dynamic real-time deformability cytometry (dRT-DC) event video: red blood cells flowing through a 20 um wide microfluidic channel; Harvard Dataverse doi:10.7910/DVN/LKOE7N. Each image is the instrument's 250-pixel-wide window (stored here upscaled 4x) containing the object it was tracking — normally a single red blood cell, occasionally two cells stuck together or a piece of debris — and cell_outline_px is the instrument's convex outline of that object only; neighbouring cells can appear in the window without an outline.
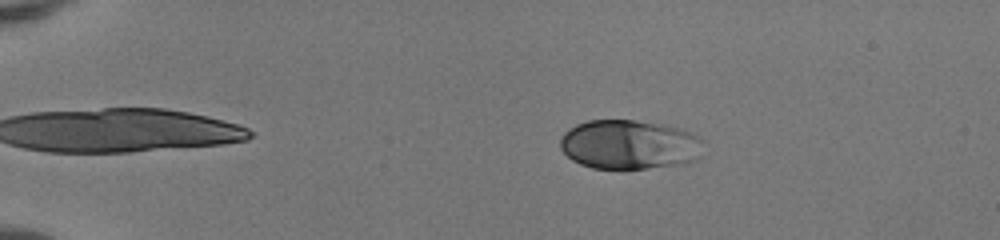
{"species": "human", "species_latin": "Homo sapiens", "temperature_condition": "room temperature", "stored_images_in_passage": 44, "camera_frame_rate_fps": 3000, "um_per_image_px": 0.085, "donor": {"sex": "female"}, "frame": {"image": 1, "passage_image": 4, "time_ms": 1.0, "image_size_px": [1000, 240], "cell_outline_px": [[704, 140], [700, 156], [696, 160], [688, 164], [648, 168], [592, 168], [580, 164], [572, 160], [560, 148], [560, 136], [568, 128], [576, 124], [588, 120], [632, 120], [664, 124], [680, 128], [692, 132]], "centroid_in_image_um": [53.52, 12.28], "position_along_channel_um": 31.5, "area_um2": 41.79}}
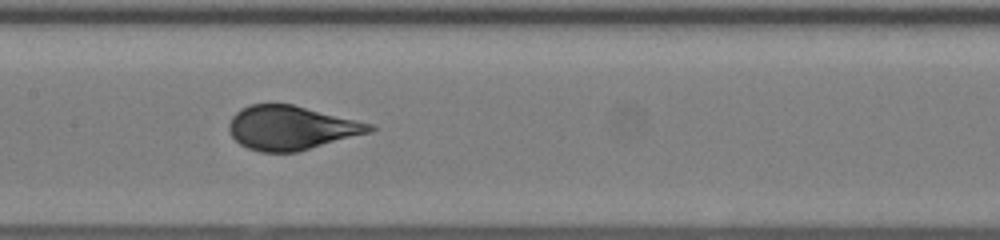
{"frame": {"image": 2, "passage_image": 21, "time_ms": 6.667, "image_size_px": [1000, 240], "cell_outline_px": [[376, 128], [372, 132], [296, 152], [260, 152], [248, 148], [240, 144], [232, 136], [228, 128], [228, 124], [232, 116], [240, 108], [248, 104], [292, 104], [372, 124]], "centroid_in_image_um": [24.73, 10.86], "position_along_channel_um": 182.7, "area_um2": 35.95}}
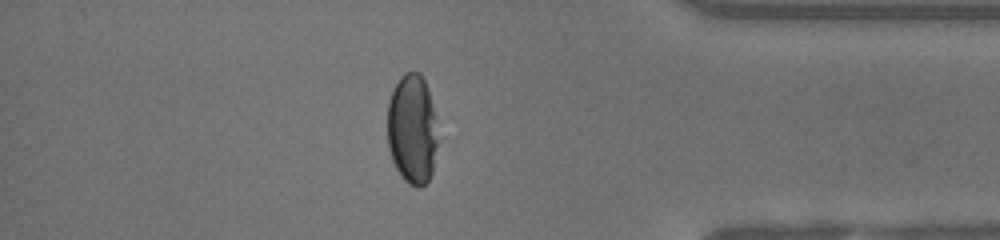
{"frame": {"image": 3, "passage_image": 38, "time_ms": 12.333, "image_size_px": [1000, 240], "cell_outline_px": [[436, 144], [432, 172], [428, 180], [420, 188], [416, 188], [408, 184], [400, 176], [392, 160], [388, 148], [388, 100], [400, 76], [404, 72], [420, 72], [428, 88], [432, 104], [436, 140]], "centroid_in_image_um": [35.0, 10.99], "position_along_channel_um": 400.2, "area_um2": 32.02}, "authors_computed_cell_mechanics": {"area_um2": 37.3966, "velocity_mm_per_s": 4.168, "shape_relaxation_time_tau1_ms": 4.396, "shape_relaxation_time_tau2_ms": null, "deformation_change_tau1": 0.1981, "deformation_change_tau2": null}}